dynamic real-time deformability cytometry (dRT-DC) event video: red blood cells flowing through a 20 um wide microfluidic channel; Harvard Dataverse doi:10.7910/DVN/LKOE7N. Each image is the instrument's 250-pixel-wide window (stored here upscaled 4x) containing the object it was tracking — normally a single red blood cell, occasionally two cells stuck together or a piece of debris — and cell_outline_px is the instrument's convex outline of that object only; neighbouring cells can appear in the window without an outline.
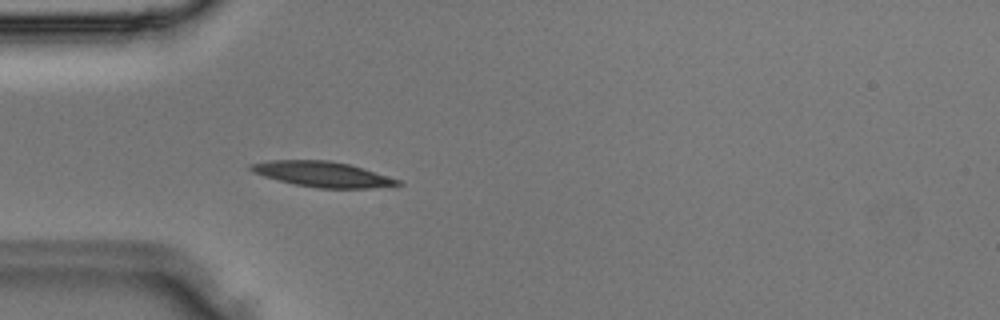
{"species": "Egyptian fruit bat (a non-hibernating species)", "species_latin": "Rousettus aegyptiacus", "temperature_condition": "room temperature", "stored_images_in_passage": 3, "camera_frame_rate_fps": 3000, "um_per_image_px": 0.085, "animal": {"sex": "male"}, "frame": {"image": 1, "passage_image": 3, "time_ms": 0.667, "image_size_px": [1000, 320], "cell_outline_px": [[404, 184], [372, 188], [316, 188], [292, 184], [264, 176], [252, 172], [248, 168], [248, 164], [268, 160], [328, 160], [348, 164], [400, 180]], "centroid_in_image_um": [27.35, 14.81], "position_along_channel_um": 57.7, "area_um2": 21.68}}